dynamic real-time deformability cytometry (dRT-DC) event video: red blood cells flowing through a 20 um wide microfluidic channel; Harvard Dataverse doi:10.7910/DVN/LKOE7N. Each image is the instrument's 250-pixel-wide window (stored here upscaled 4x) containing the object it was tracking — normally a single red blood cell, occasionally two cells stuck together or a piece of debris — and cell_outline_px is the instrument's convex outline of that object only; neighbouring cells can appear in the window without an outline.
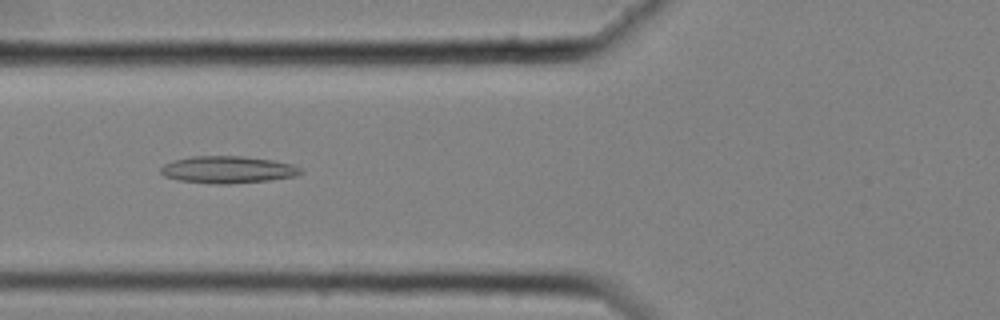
{"species": "common noctule bat (a hibernating species)", "species_latin": "Nyctalus noctula", "temperature_condition": "cold", "stored_images_in_passage": 41, "camera_frame_rate_fps": 3000, "um_per_image_px": 0.085, "animal": {"sex": "female", "body_mass_g": 25.1}, "frame": {"image": 1, "passage_image": 6, "time_ms": 1.667, "image_size_px": [1000, 320], "cell_outline_px": [[304, 172], [296, 176], [268, 180], [228, 184], [212, 184], [180, 180], [164, 176], [160, 172], [160, 168], [164, 164], [176, 160], [192, 156], [244, 156], [272, 160], [292, 164], [300, 168]], "centroid_in_image_um": [19.37, 14.42], "position_along_channel_um": 106.4, "area_um2": 22.02}}
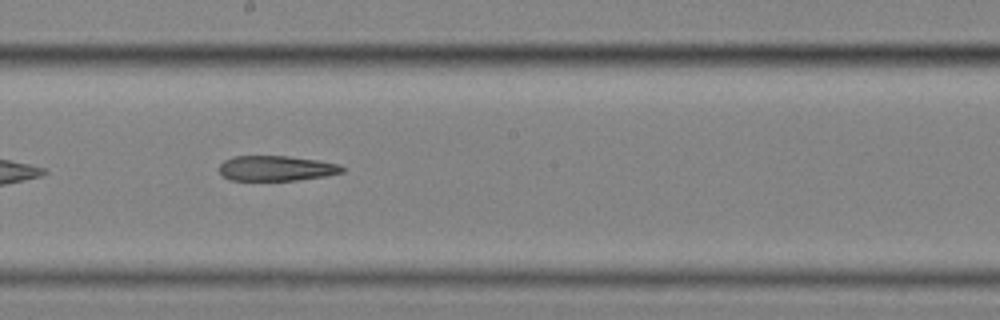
{"frame": {"image": 2, "passage_image": 16, "time_ms": 5.0, "image_size_px": [1000, 320], "cell_outline_px": [[344, 172], [324, 176], [296, 180], [232, 180], [224, 176], [220, 172], [220, 164], [224, 160], [232, 156], [288, 156], [320, 160], [340, 164], [344, 168]], "centroid_in_image_um": [23.51, 14.29], "position_along_channel_um": 224.7, "area_um2": 18.03}}
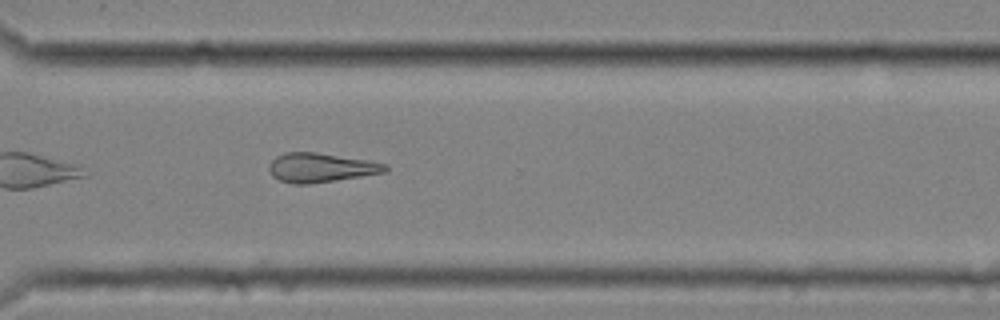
{"frame": {"image": 3, "passage_image": 26, "time_ms": 8.333, "image_size_px": [1000, 320], "cell_outline_px": [[388, 168], [384, 172], [336, 180], [308, 184], [292, 184], [280, 180], [272, 176], [268, 168], [268, 164], [276, 156], [284, 152], [316, 152], [388, 164]], "centroid_in_image_um": [27.2, 14.25], "position_along_channel_um": 343.4, "area_um2": 19.59}}